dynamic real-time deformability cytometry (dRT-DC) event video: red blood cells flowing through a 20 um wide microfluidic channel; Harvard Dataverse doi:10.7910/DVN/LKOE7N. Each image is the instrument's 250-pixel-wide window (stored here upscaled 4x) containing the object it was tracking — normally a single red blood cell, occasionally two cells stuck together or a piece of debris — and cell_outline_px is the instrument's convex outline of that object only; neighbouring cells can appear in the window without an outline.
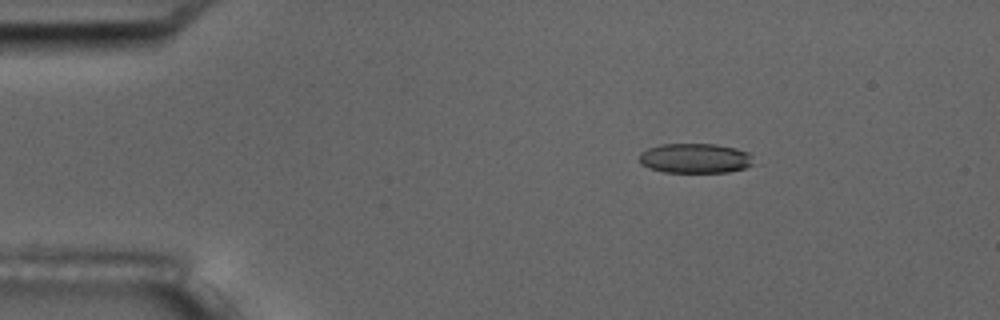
{"species": "common noctule bat (a hibernating species)", "species_latin": "Nyctalus noctula", "temperature_condition": "room temperature", "stored_images_in_passage": 4, "camera_frame_rate_fps": 3000, "um_per_image_px": 0.085, "animal": {"sex": "male", "body_mass_g": 17.5, "forearm_length_mm": 52.3}, "frame": {"image": 1, "passage_image": 2, "time_ms": 1.0, "image_size_px": [1000, 320], "cell_outline_px": [[752, 164], [744, 168], [728, 172], [664, 172], [648, 168], [640, 164], [640, 152], [648, 148], [660, 144], [716, 144], [736, 148], [748, 152], [752, 156]], "centroid_in_image_um": [59.06, 13.45], "position_along_channel_um": 25.9, "area_um2": 19.88}}